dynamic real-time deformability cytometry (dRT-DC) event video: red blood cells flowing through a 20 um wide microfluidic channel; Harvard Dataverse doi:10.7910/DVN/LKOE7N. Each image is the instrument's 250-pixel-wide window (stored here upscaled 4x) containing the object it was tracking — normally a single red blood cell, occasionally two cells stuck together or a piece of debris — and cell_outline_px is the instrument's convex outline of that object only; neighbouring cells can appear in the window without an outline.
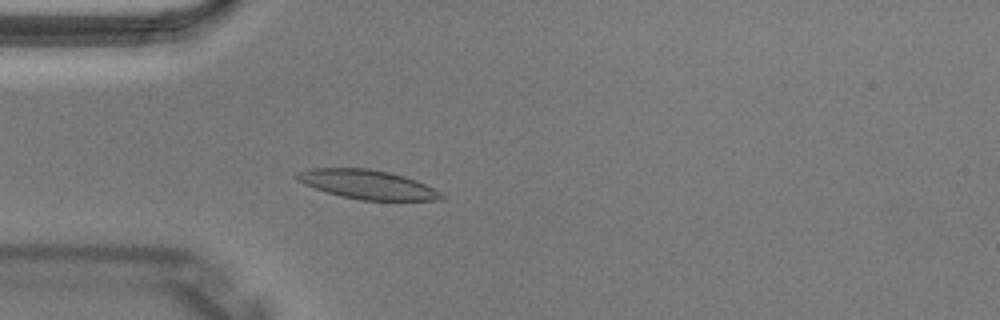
{"species": "Egyptian fruit bat (a non-hibernating species)", "species_latin": "Rousettus aegyptiacus", "temperature_condition": "warm", "stored_images_in_passage": 3, "camera_frame_rate_fps": 3000, "um_per_image_px": 0.085, "animal": {"sex": "male"}, "frame": {"image": 1, "passage_image": 3, "time_ms": 0.667, "image_size_px": [1000, 320], "cell_outline_px": [[448, 196], [444, 200], [360, 200], [340, 196], [304, 184], [296, 180], [296, 172], [312, 168], [368, 168], [388, 172], [404, 176], [416, 180]], "centroid_in_image_um": [31.25, 15.68], "position_along_channel_um": 53.8, "area_um2": 24.45}}